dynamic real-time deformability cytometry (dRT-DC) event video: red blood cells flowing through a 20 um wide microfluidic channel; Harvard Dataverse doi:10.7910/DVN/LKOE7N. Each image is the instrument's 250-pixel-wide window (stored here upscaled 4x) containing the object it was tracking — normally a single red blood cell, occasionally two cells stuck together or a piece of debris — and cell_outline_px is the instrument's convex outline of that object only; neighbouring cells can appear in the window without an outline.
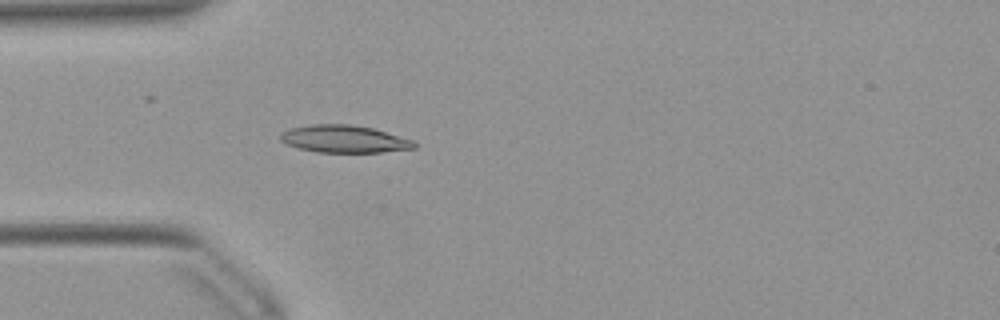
{"species": "Egyptian fruit bat (a non-hibernating species)", "species_latin": "Rousettus aegyptiacus", "temperature_condition": "warm", "stored_images_in_passage": 30, "camera_frame_rate_fps": 3000, "um_per_image_px": 0.085, "animal": {"sex": "female"}, "frame": {"image": 1, "passage_image": 7, "time_ms": 2.0, "image_size_px": [1000, 320], "cell_outline_px": [[416, 148], [380, 152], [316, 152], [300, 148], [288, 144], [280, 140], [280, 132], [288, 128], [312, 124], [348, 124], [372, 128], [416, 140]], "centroid_in_image_um": [29.27, 11.8], "position_along_channel_um": 55.7, "area_um2": 21.44}}
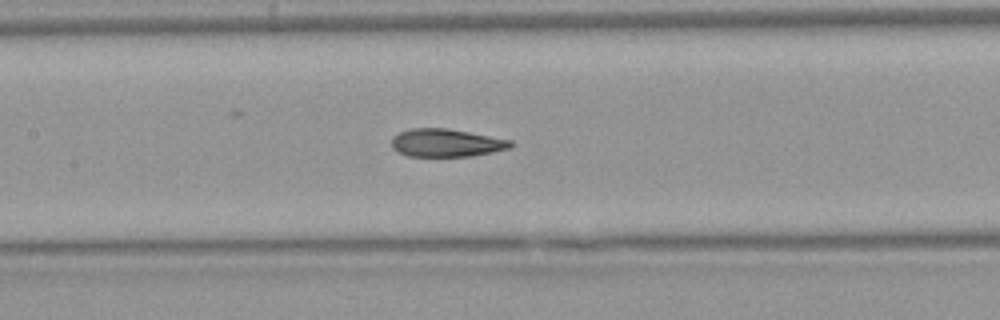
{"frame": {"image": 2, "passage_image": 16, "time_ms": 5.0, "image_size_px": [1000, 320], "cell_outline_px": [[512, 148], [472, 156], [408, 156], [392, 148], [392, 136], [400, 132], [412, 128], [448, 128], [512, 140]], "centroid_in_image_um": [37.95, 12.14], "position_along_channel_um": 169.5, "area_um2": 19.36}}
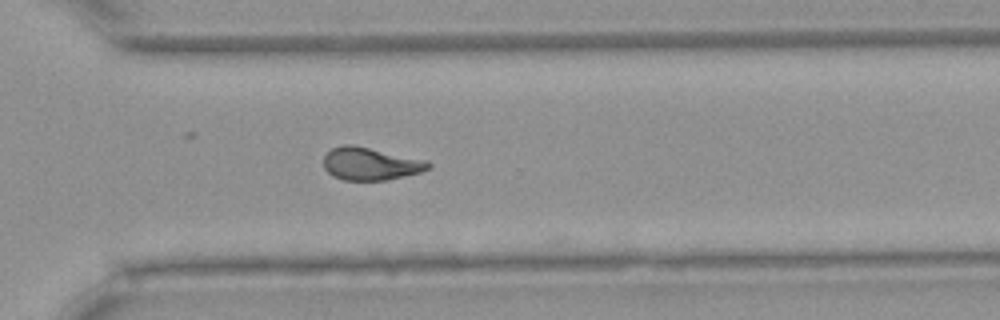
{"frame": {"image": 3, "passage_image": 29, "time_ms": 9.333, "image_size_px": [1000, 320], "cell_outline_px": [[432, 168], [420, 172], [384, 180], [344, 180], [332, 176], [324, 168], [324, 156], [332, 148], [344, 144], [352, 144], [428, 160], [432, 164]], "centroid_in_image_um": [31.5, 13.91], "position_along_channel_um": 339.1, "area_um2": 20.0}}